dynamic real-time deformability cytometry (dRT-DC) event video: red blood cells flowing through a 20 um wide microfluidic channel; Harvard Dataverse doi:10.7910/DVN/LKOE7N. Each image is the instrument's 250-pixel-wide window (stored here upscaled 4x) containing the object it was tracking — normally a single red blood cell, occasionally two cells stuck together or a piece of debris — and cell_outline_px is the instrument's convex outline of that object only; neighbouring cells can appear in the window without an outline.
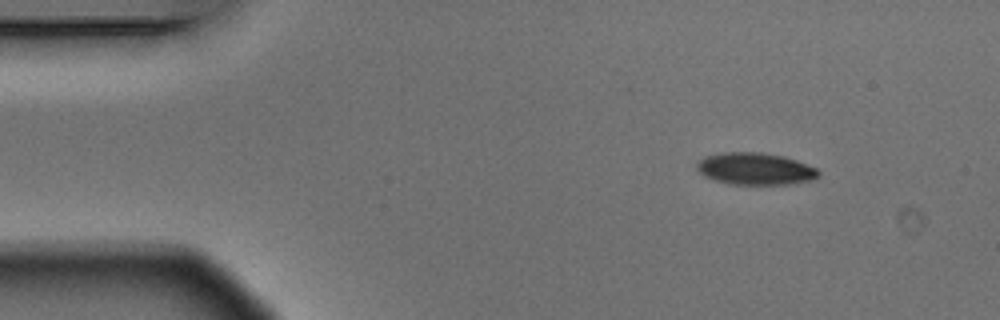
{"species": "Egyptian fruit bat (a non-hibernating species)", "species_latin": "Rousettus aegyptiacus", "temperature_condition": "warm", "stored_images_in_passage": 5, "camera_frame_rate_fps": 3000, "um_per_image_px": 0.085, "animal": {"sex": "male"}, "frame": {"image": 1, "passage_image": 1, "time_ms": 0.0, "image_size_px": [1000, 320], "cell_outline_px": [[820, 176], [812, 180], [788, 184], [728, 184], [712, 180], [704, 176], [696, 168], [696, 164], [704, 156], [720, 152], [760, 152], [784, 156], [796, 160], [816, 168], [820, 172]], "centroid_in_image_um": [64.17, 14.34], "position_along_channel_um": 20.8, "area_um2": 22.89}}
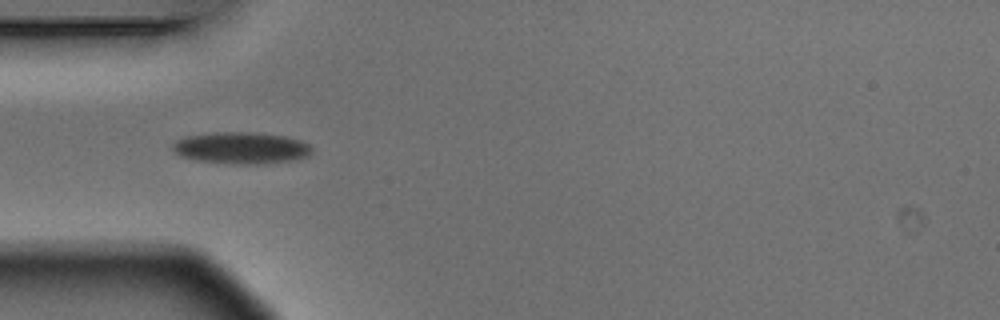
{"frame": {"image": 2, "passage_image": 4, "time_ms": 1.0, "image_size_px": [1000, 320], "cell_outline_px": [[312, 152], [308, 156], [292, 160], [264, 164], [236, 164], [196, 160], [180, 156], [172, 148], [172, 144], [176, 140], [184, 136], [216, 132], [252, 132], [284, 136], [300, 140], [308, 144], [312, 148]], "centroid_in_image_um": [20.49, 12.57], "position_along_channel_um": 64.5, "area_um2": 25.78}}
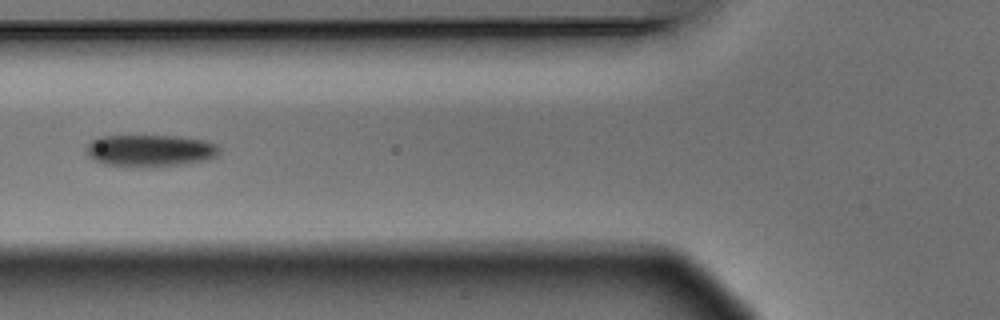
{"frame": {"image": 3, "passage_image": 5, "time_ms": 1.333, "image_size_px": [1000, 320], "cell_outline_px": [[220, 152], [216, 156], [208, 160], [184, 164], [156, 168], [144, 168], [104, 164], [88, 156], [84, 148], [92, 140], [100, 136], [176, 136], [208, 140], [216, 144], [220, 148]], "centroid_in_image_um": [12.79, 12.82], "position_along_channel_um": 113.0, "area_um2": 25.37}}